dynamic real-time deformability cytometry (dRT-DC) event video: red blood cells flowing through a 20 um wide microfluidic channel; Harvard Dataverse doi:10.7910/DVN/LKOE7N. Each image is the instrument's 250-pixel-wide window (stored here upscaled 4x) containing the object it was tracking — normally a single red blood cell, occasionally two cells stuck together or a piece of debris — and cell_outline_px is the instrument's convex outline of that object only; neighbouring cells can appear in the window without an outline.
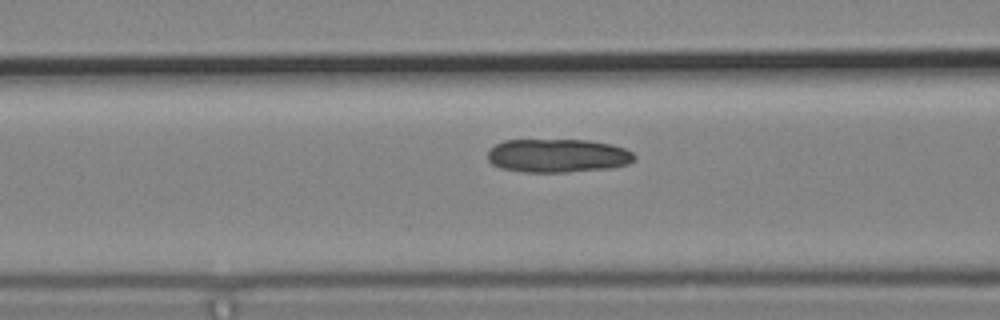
{"species": "common noctule bat (a hibernating species)", "species_latin": "Nyctalus noctula", "temperature_condition": "cold", "stored_images_in_passage": 5, "segment_of_instrument_passage": [2, 2], "camera_frame_rate_fps": 3000, "um_per_image_px": 0.085, "animal": {"sex": "male", "body_mass_g": 19.2, "forearm_length_mm": 51.8}, "frame": {"image": 1, "passage_image": 5, "time_ms": 1.333, "image_size_px": [1000, 320], "cell_outline_px": [[636, 160], [628, 164], [612, 168], [568, 172], [520, 172], [500, 168], [492, 164], [488, 160], [488, 148], [504, 140], [588, 140], [612, 144], [624, 148], [632, 152], [636, 156]], "centroid_in_image_um": [47.41, 13.23], "position_along_channel_um": 119.2, "area_um2": 29.07}}